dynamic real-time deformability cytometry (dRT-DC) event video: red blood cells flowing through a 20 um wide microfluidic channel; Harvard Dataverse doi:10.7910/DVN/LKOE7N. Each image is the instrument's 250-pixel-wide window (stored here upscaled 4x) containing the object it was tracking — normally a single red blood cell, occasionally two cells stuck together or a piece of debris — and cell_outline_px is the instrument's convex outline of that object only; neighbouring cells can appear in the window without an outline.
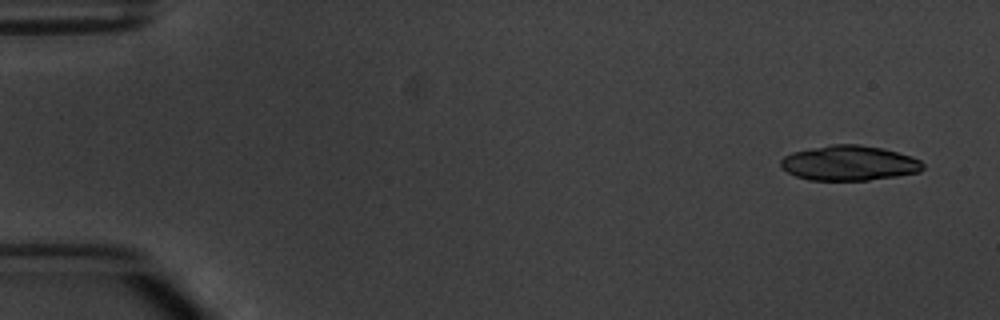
{"species": "common noctule bat (a hibernating species)", "species_latin": "Nyctalus noctula", "temperature_condition": "warm", "stored_images_in_passage": 5, "segment_of_instrument_passage": [1, 2], "camera_frame_rate_fps": 3000, "um_per_image_px": 0.085, "animal": {"sex": "male", "body_mass_g": 20.1, "forearm_length_mm": 53.5}, "frame": {"image": 1, "passage_image": 1, "time_ms": 0.0, "image_size_px": [1000, 320], "cell_outline_px": [[924, 168], [920, 172], [896, 176], [868, 180], [808, 180], [796, 176], [788, 172], [780, 164], [780, 160], [784, 156], [792, 152], [832, 144], [860, 144], [880, 148], [912, 156], [920, 160], [924, 164]], "centroid_in_image_um": [72.19, 13.86], "position_along_channel_um": 12.8, "area_um2": 28.9}}